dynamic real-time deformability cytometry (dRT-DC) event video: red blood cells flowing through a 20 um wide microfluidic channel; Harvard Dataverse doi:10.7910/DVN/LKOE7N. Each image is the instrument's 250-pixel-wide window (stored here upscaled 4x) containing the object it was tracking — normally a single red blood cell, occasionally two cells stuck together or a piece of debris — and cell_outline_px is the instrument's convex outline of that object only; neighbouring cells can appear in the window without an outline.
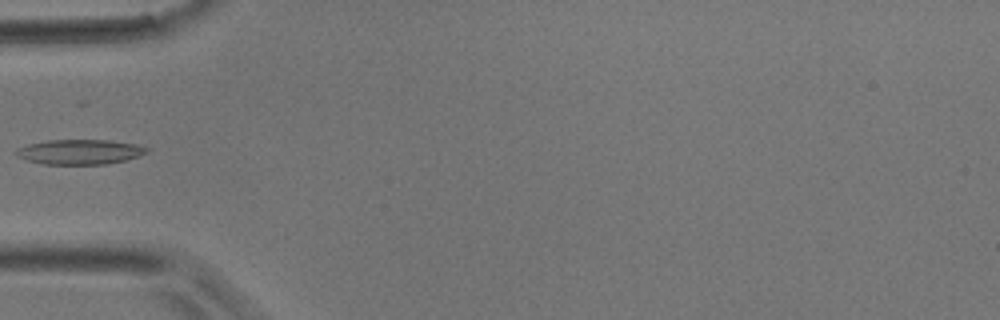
{"species": "common noctule bat (a hibernating species)", "species_latin": "Nyctalus noctula", "temperature_condition": "room temperature", "stored_images_in_passage": 3, "camera_frame_rate_fps": 3000, "um_per_image_px": 0.085, "animal": {"sex": "male", "body_mass_g": 17.9}, "frame": {"image": 1, "passage_image": 3, "time_ms": 0.667, "image_size_px": [1000, 320], "cell_outline_px": [[148, 152], [124, 160], [104, 164], [44, 164], [28, 160], [16, 156], [12, 152], [16, 148], [28, 144], [48, 140], [108, 140], [136, 144], [148, 148]], "centroid_in_image_um": [6.71, 12.9], "position_along_channel_um": 78.3, "area_um2": 18.84}}